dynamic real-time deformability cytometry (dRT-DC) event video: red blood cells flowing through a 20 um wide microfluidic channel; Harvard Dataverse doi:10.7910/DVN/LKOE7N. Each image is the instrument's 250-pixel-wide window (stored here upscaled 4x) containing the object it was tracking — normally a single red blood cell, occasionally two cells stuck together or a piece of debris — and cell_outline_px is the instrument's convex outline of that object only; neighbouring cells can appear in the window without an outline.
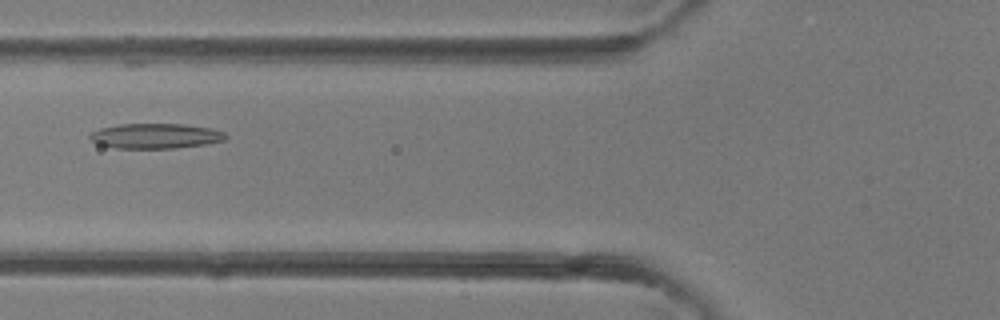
{"species": "common noctule bat (a hibernating species)", "species_latin": "Nyctalus noctula", "temperature_condition": "room temperature", "stored_images_in_passage": 39, "camera_frame_rate_fps": 3000, "um_per_image_px": 0.085, "animal": {"sex": "female"}, "frame": {"image": 1, "passage_image": 15, "time_ms": 4.667, "image_size_px": [1000, 320], "cell_outline_px": [[228, 136], [224, 140], [208, 144], [176, 148], [116, 148], [96, 144], [88, 136], [92, 132], [100, 128], [120, 124], [184, 124], [212, 128], [224, 132]], "centroid_in_image_um": [13.24, 11.56], "position_along_channel_um": 112.6, "area_um2": 19.94}}
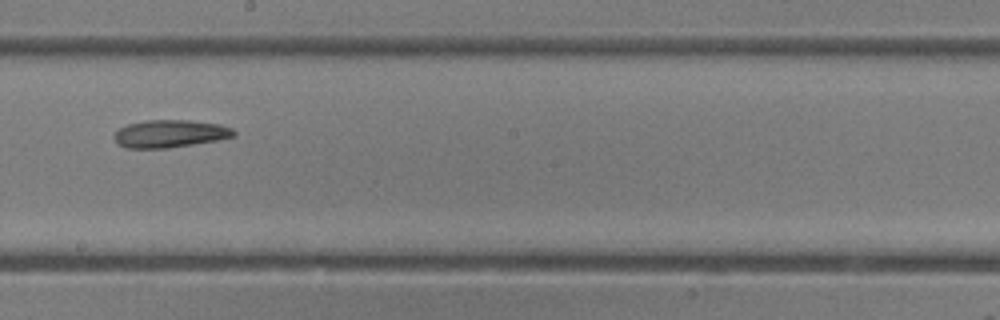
{"frame": {"image": 2, "passage_image": 22, "time_ms": 7.0, "image_size_px": [1000, 320], "cell_outline_px": [[236, 136], [216, 140], [168, 148], [124, 148], [116, 144], [116, 132], [120, 128], [128, 124], [144, 120], [188, 120], [220, 124], [232, 128], [236, 132]], "centroid_in_image_um": [14.46, 11.36], "position_along_channel_um": 233.7, "area_um2": 19.19}}
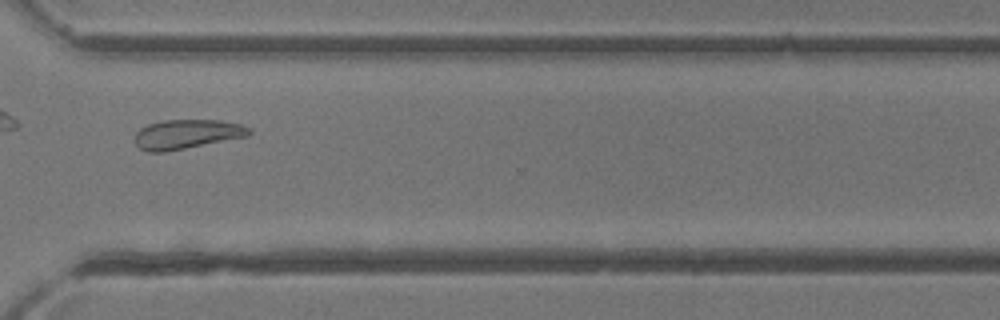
{"frame": {"image": 3, "passage_image": 29, "time_ms": 9.333, "image_size_px": [1000, 320], "cell_outline_px": [[252, 132], [248, 136], [164, 152], [148, 152], [140, 148], [136, 144], [136, 132], [140, 128], [148, 124], [164, 120], [220, 120], [240, 124], [252, 128]], "centroid_in_image_um": [15.9, 11.4], "position_along_channel_um": 354.7, "area_um2": 19.48}}